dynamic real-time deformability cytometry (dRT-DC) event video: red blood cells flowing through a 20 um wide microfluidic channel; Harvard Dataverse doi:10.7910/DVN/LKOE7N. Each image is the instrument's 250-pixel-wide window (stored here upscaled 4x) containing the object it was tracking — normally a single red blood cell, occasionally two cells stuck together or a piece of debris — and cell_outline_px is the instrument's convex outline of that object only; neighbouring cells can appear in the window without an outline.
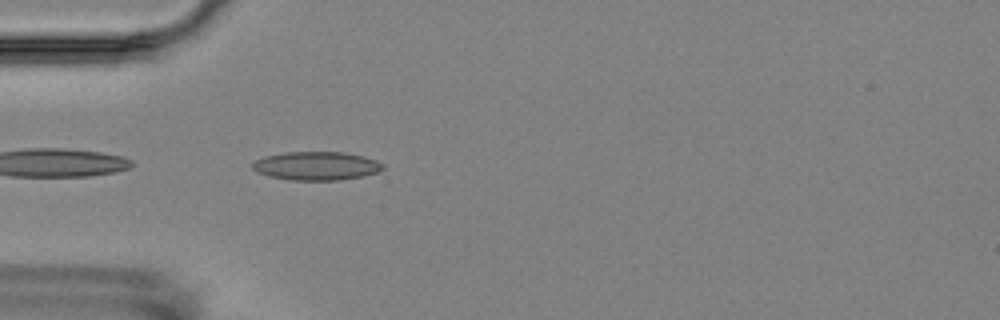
{"species": "Egyptian fruit bat (a non-hibernating species)", "species_latin": "Rousettus aegyptiacus", "temperature_condition": "room temperature", "stored_images_in_passage": 3, "camera_frame_rate_fps": 3000, "um_per_image_px": 0.085, "animal": {"sex": "female"}, "frame": {"image": 1, "passage_image": 3, "time_ms": 3.333, "image_size_px": [1000, 320], "cell_outline_px": [[384, 168], [376, 172], [364, 176], [340, 180], [288, 180], [268, 176], [256, 172], [252, 168], [252, 164], [256, 160], [264, 156], [284, 152], [344, 152], [364, 156], [376, 160], [384, 164]], "centroid_in_image_um": [26.88, 14.1], "position_along_channel_um": 58.1, "area_um2": 21.85}}